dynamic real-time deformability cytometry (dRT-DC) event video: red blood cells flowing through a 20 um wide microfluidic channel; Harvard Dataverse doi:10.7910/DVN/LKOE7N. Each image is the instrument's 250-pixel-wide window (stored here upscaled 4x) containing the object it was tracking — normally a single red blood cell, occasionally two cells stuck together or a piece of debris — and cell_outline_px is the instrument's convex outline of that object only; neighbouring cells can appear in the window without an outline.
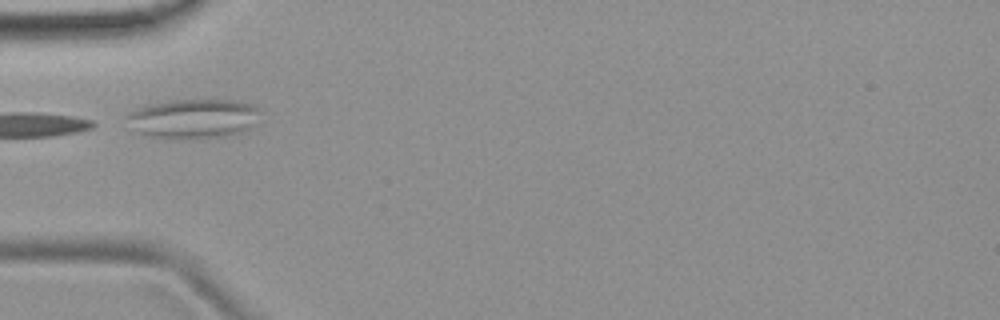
{"species": "common noctule bat (a hibernating species)", "species_latin": "Nyctalus noctula", "temperature_condition": "room temperature", "stored_images_in_passage": 11, "camera_frame_rate_fps": 3000, "um_per_image_px": 0.085, "animal": {"sex": "female", "body_mass_g": 19.9}, "frame": {"image": 1, "passage_image": 1, "time_ms": 0.0, "image_size_px": [1000, 320], "cell_outline_px": [[260, 108], [244, 128], [240, 132], [224, 136], [180, 140], [176, 140], [144, 136], [124, 116], [128, 112], [140, 104], [168, 100], [240, 100], [252, 104]], "centroid_in_image_um": [16.27, 10.07], "position_along_channel_um": 68.7, "area_um2": 30.63}}